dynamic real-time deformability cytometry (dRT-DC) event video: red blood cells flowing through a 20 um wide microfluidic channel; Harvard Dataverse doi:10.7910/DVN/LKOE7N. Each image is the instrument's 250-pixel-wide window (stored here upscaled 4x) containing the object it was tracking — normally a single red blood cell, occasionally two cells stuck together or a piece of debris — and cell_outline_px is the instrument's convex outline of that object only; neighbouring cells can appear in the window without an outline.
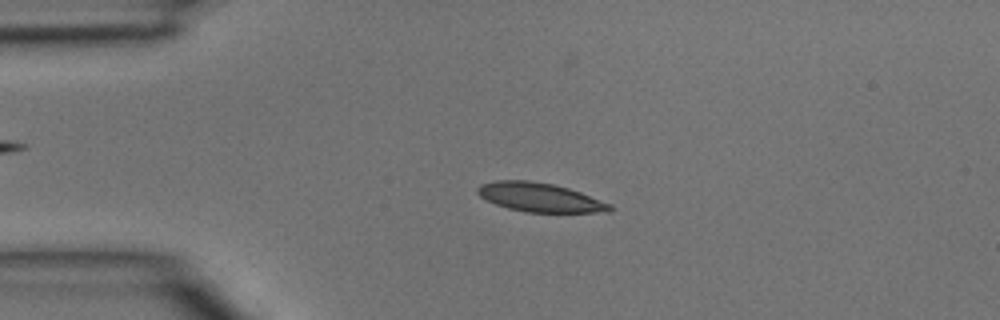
{"species": "common noctule bat (a hibernating species)", "species_latin": "Nyctalus noctula", "temperature_condition": "room temperature", "stored_images_in_passage": 3, "camera_frame_rate_fps": 3000, "um_per_image_px": 0.085, "animal": {"sex": "male", "body_mass_g": 15.6}, "frame": {"image": 1, "passage_image": 2, "time_ms": 0.333, "image_size_px": [1000, 320], "cell_outline_px": [[612, 208], [608, 212], [528, 212], [508, 208], [496, 204], [480, 196], [476, 192], [476, 188], [480, 184], [496, 180], [528, 180], [552, 184], [568, 188], [580, 192], [612, 204]], "centroid_in_image_um": [45.87, 16.77], "position_along_channel_um": 39.1, "area_um2": 22.2}}